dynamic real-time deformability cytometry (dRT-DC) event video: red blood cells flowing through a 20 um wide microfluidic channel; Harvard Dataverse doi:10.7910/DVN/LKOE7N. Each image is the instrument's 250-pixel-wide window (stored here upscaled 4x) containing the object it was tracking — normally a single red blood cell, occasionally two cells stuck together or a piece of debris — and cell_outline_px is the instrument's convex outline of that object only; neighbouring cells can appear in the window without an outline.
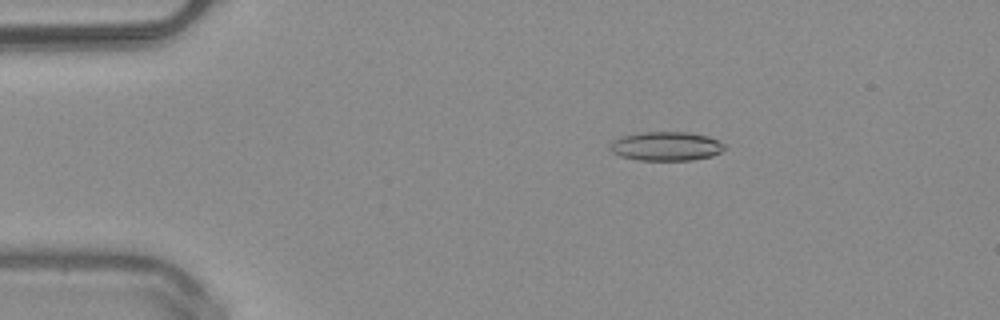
{"species": "common noctule bat (a hibernating species)", "species_latin": "Nyctalus noctula", "temperature_condition": "warm", "stored_images_in_passage": 43, "camera_frame_rate_fps": 3000, "um_per_image_px": 0.085, "animal": {"sex": "male", "body_mass_g": 20.4}, "frame": {"image": 1, "passage_image": 2, "time_ms": 0.333, "image_size_px": [1000, 320], "cell_outline_px": [[724, 148], [720, 152], [712, 156], [692, 160], [640, 160], [620, 156], [612, 152], [608, 148], [608, 144], [612, 140], [620, 136], [636, 132], [688, 132], [708, 136], [724, 144]], "centroid_in_image_um": [56.55, 12.42], "position_along_channel_um": 28.5, "area_um2": 19.54}}
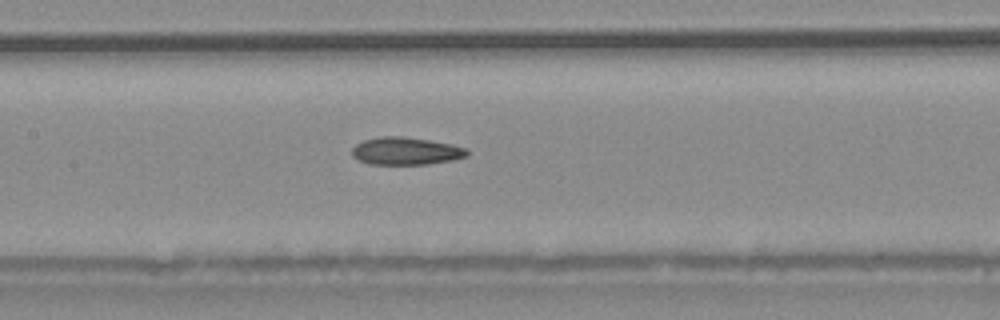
{"frame": {"image": 2, "passage_image": 17, "time_ms": 5.333, "image_size_px": [1000, 320], "cell_outline_px": [[468, 156], [452, 160], [428, 164], [368, 164], [356, 160], [352, 156], [352, 148], [356, 144], [364, 140], [380, 136], [400, 136], [428, 140], [452, 144], [468, 148]], "centroid_in_image_um": [34.48, 12.84], "position_along_channel_um": 172.9, "area_um2": 18.61}}
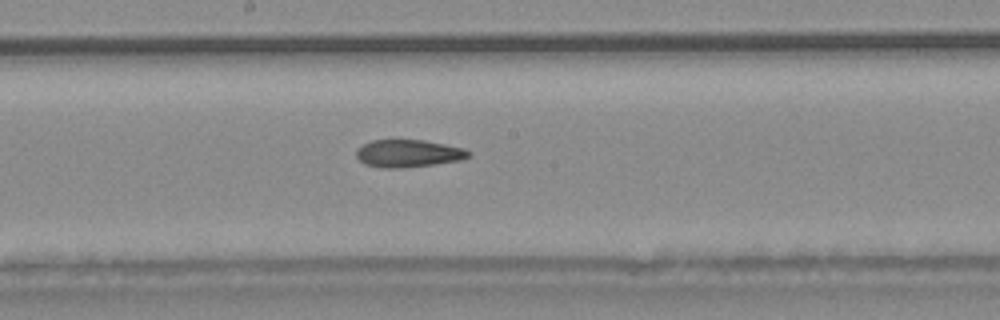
{"frame": {"image": 3, "passage_image": 20, "time_ms": 6.333, "image_size_px": [1000, 320], "cell_outline_px": [[472, 152], [468, 156], [460, 160], [432, 164], [400, 168], [384, 168], [364, 164], [356, 156], [356, 148], [372, 140], [424, 140], [464, 148]], "centroid_in_image_um": [34.68, 13.03], "position_along_channel_um": 213.5, "area_um2": 17.86}}